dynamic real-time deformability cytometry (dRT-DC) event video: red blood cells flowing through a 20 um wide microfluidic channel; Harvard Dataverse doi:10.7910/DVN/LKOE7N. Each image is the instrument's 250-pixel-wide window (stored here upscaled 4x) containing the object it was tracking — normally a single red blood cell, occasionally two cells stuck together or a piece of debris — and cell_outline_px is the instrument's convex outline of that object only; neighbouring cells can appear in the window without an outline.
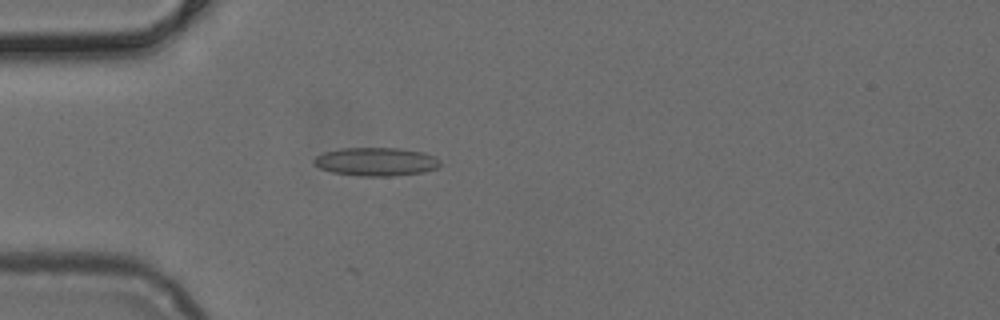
{"species": "common noctule bat (a hibernating species)", "species_latin": "Nyctalus noctula", "temperature_condition": "cold", "stored_images_in_passage": 36, "camera_frame_rate_fps": 3000, "um_per_image_px": 0.085, "animal": {"sex": "female", "body_mass_g": 24.6, "forearm_length_mm": 56.2}, "frame": {"image": 1, "passage_image": 6, "time_ms": 1.667, "image_size_px": [1000, 320], "cell_outline_px": [[440, 164], [436, 168], [424, 172], [392, 176], [360, 176], [332, 172], [320, 168], [312, 160], [316, 156], [324, 152], [340, 148], [400, 148], [424, 152], [436, 156], [440, 160]], "centroid_in_image_um": [31.99, 13.74], "position_along_channel_um": 53.0, "area_um2": 20.98}}
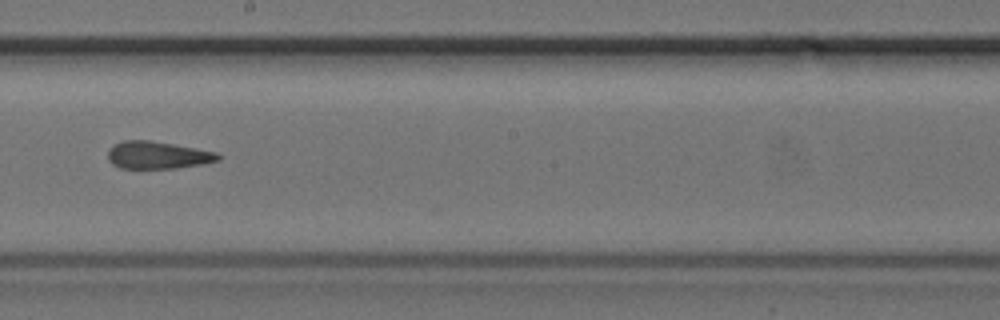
{"frame": {"image": 2, "passage_image": 20, "time_ms": 6.333, "image_size_px": [1000, 320], "cell_outline_px": [[220, 160], [200, 164], [176, 168], [120, 168], [112, 164], [108, 160], [108, 148], [124, 140], [148, 140], [172, 144], [216, 152], [220, 156]], "centroid_in_image_um": [13.36, 13.19], "position_along_channel_um": 234.8, "area_um2": 17.4}}
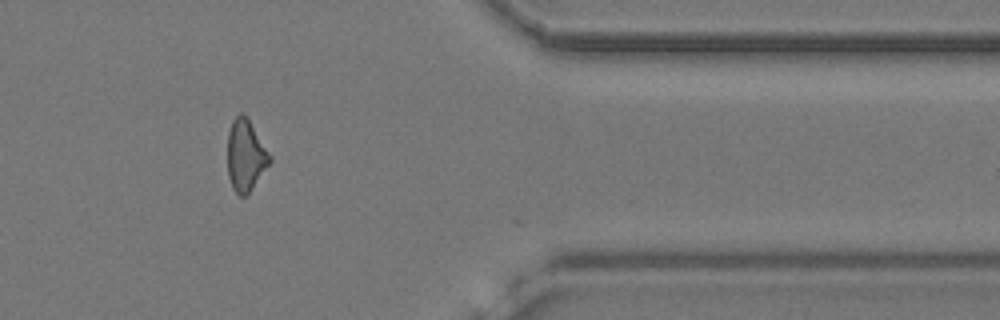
{"frame": {"image": 3, "passage_image": 33, "time_ms": 10.667, "image_size_px": [1000, 320], "cell_outline_px": [[272, 160], [252, 188], [244, 196], [240, 196], [232, 188], [228, 176], [228, 132], [232, 120], [240, 112], [244, 112], [272, 156]], "centroid_in_image_um": [20.87, 13.18], "position_along_channel_um": 390.5, "area_um2": 17.57}}